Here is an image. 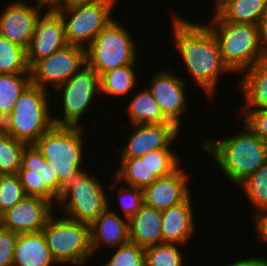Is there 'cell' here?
Wrapping results in <instances>:
<instances>
[{
    "label": "cell",
    "instance_id": "cell-1",
    "mask_svg": "<svg viewBox=\"0 0 267 266\" xmlns=\"http://www.w3.org/2000/svg\"><path fill=\"white\" fill-rule=\"evenodd\" d=\"M171 26L172 42L179 51L185 70L194 79L195 85L212 98L222 73H233L223 62L213 32L206 24L191 22L176 14Z\"/></svg>",
    "mask_w": 267,
    "mask_h": 266
},
{
    "label": "cell",
    "instance_id": "cell-2",
    "mask_svg": "<svg viewBox=\"0 0 267 266\" xmlns=\"http://www.w3.org/2000/svg\"><path fill=\"white\" fill-rule=\"evenodd\" d=\"M243 122L242 130L232 137L218 141L200 137L203 151L214 158L225 176L237 186L267 161V144Z\"/></svg>",
    "mask_w": 267,
    "mask_h": 266
},
{
    "label": "cell",
    "instance_id": "cell-3",
    "mask_svg": "<svg viewBox=\"0 0 267 266\" xmlns=\"http://www.w3.org/2000/svg\"><path fill=\"white\" fill-rule=\"evenodd\" d=\"M84 128L53 125L34 145L45 157L57 175L59 189L62 191L85 171L81 166L83 157ZM83 158V159H82Z\"/></svg>",
    "mask_w": 267,
    "mask_h": 266
},
{
    "label": "cell",
    "instance_id": "cell-4",
    "mask_svg": "<svg viewBox=\"0 0 267 266\" xmlns=\"http://www.w3.org/2000/svg\"><path fill=\"white\" fill-rule=\"evenodd\" d=\"M213 13L206 25L218 42L223 62L233 73L241 74L263 60L257 25L230 22L215 9Z\"/></svg>",
    "mask_w": 267,
    "mask_h": 266
},
{
    "label": "cell",
    "instance_id": "cell-5",
    "mask_svg": "<svg viewBox=\"0 0 267 266\" xmlns=\"http://www.w3.org/2000/svg\"><path fill=\"white\" fill-rule=\"evenodd\" d=\"M48 90L30 84L18 98L12 113L0 127L10 136L27 145L34 144L53 125Z\"/></svg>",
    "mask_w": 267,
    "mask_h": 266
},
{
    "label": "cell",
    "instance_id": "cell-6",
    "mask_svg": "<svg viewBox=\"0 0 267 266\" xmlns=\"http://www.w3.org/2000/svg\"><path fill=\"white\" fill-rule=\"evenodd\" d=\"M51 215L43 228L52 258L59 265L82 266L94 255L91 250L90 225Z\"/></svg>",
    "mask_w": 267,
    "mask_h": 266
},
{
    "label": "cell",
    "instance_id": "cell-7",
    "mask_svg": "<svg viewBox=\"0 0 267 266\" xmlns=\"http://www.w3.org/2000/svg\"><path fill=\"white\" fill-rule=\"evenodd\" d=\"M128 29L113 19L86 48V63L99 75L115 68L135 64L138 54Z\"/></svg>",
    "mask_w": 267,
    "mask_h": 266
},
{
    "label": "cell",
    "instance_id": "cell-8",
    "mask_svg": "<svg viewBox=\"0 0 267 266\" xmlns=\"http://www.w3.org/2000/svg\"><path fill=\"white\" fill-rule=\"evenodd\" d=\"M116 1H101L71 7H50L63 20L68 45L86 49L97 34L114 18L112 10Z\"/></svg>",
    "mask_w": 267,
    "mask_h": 266
},
{
    "label": "cell",
    "instance_id": "cell-9",
    "mask_svg": "<svg viewBox=\"0 0 267 266\" xmlns=\"http://www.w3.org/2000/svg\"><path fill=\"white\" fill-rule=\"evenodd\" d=\"M103 187L102 181L86 170L79 173L57 200L62 205L63 216L91 225L110 205Z\"/></svg>",
    "mask_w": 267,
    "mask_h": 266
},
{
    "label": "cell",
    "instance_id": "cell-10",
    "mask_svg": "<svg viewBox=\"0 0 267 266\" xmlns=\"http://www.w3.org/2000/svg\"><path fill=\"white\" fill-rule=\"evenodd\" d=\"M55 93H61L62 111L61 117L53 115L55 125L81 127L79 124L82 116L88 111L95 96H99L100 75L87 63L72 75L66 82L56 88ZM94 98V99H93Z\"/></svg>",
    "mask_w": 267,
    "mask_h": 266
},
{
    "label": "cell",
    "instance_id": "cell-11",
    "mask_svg": "<svg viewBox=\"0 0 267 266\" xmlns=\"http://www.w3.org/2000/svg\"><path fill=\"white\" fill-rule=\"evenodd\" d=\"M18 175L25 195L44 198L54 205L62 194L53 166L34 144L26 145Z\"/></svg>",
    "mask_w": 267,
    "mask_h": 266
},
{
    "label": "cell",
    "instance_id": "cell-12",
    "mask_svg": "<svg viewBox=\"0 0 267 266\" xmlns=\"http://www.w3.org/2000/svg\"><path fill=\"white\" fill-rule=\"evenodd\" d=\"M86 64V49L67 45L50 56L38 60L31 68V84L47 90L56 89ZM47 86V87H46Z\"/></svg>",
    "mask_w": 267,
    "mask_h": 266
},
{
    "label": "cell",
    "instance_id": "cell-13",
    "mask_svg": "<svg viewBox=\"0 0 267 266\" xmlns=\"http://www.w3.org/2000/svg\"><path fill=\"white\" fill-rule=\"evenodd\" d=\"M187 80L176 76L173 70H158L147 87L155 101L159 104L162 113L179 128L181 117L189 108L185 91Z\"/></svg>",
    "mask_w": 267,
    "mask_h": 266
},
{
    "label": "cell",
    "instance_id": "cell-14",
    "mask_svg": "<svg viewBox=\"0 0 267 266\" xmlns=\"http://www.w3.org/2000/svg\"><path fill=\"white\" fill-rule=\"evenodd\" d=\"M44 6L41 3L30 6L25 1H11L0 15V36L27 50Z\"/></svg>",
    "mask_w": 267,
    "mask_h": 266
},
{
    "label": "cell",
    "instance_id": "cell-15",
    "mask_svg": "<svg viewBox=\"0 0 267 266\" xmlns=\"http://www.w3.org/2000/svg\"><path fill=\"white\" fill-rule=\"evenodd\" d=\"M54 207L44 198L26 195L0 215V226L18 234L42 231L50 216L54 214Z\"/></svg>",
    "mask_w": 267,
    "mask_h": 266
},
{
    "label": "cell",
    "instance_id": "cell-16",
    "mask_svg": "<svg viewBox=\"0 0 267 266\" xmlns=\"http://www.w3.org/2000/svg\"><path fill=\"white\" fill-rule=\"evenodd\" d=\"M67 45L62 18L55 10L48 8L38 19L29 48L26 50L29 68L38 60Z\"/></svg>",
    "mask_w": 267,
    "mask_h": 266
},
{
    "label": "cell",
    "instance_id": "cell-17",
    "mask_svg": "<svg viewBox=\"0 0 267 266\" xmlns=\"http://www.w3.org/2000/svg\"><path fill=\"white\" fill-rule=\"evenodd\" d=\"M126 145L116 151L121 158H137L147 152L169 148L180 134V128L174 123L134 124ZM136 129V130H135Z\"/></svg>",
    "mask_w": 267,
    "mask_h": 266
},
{
    "label": "cell",
    "instance_id": "cell-18",
    "mask_svg": "<svg viewBox=\"0 0 267 266\" xmlns=\"http://www.w3.org/2000/svg\"><path fill=\"white\" fill-rule=\"evenodd\" d=\"M188 181L189 175L180 166L143 189L144 204L163 211L185 201L191 195Z\"/></svg>",
    "mask_w": 267,
    "mask_h": 266
},
{
    "label": "cell",
    "instance_id": "cell-19",
    "mask_svg": "<svg viewBox=\"0 0 267 266\" xmlns=\"http://www.w3.org/2000/svg\"><path fill=\"white\" fill-rule=\"evenodd\" d=\"M191 195L183 202L162 211V243L184 246L194 234L195 219Z\"/></svg>",
    "mask_w": 267,
    "mask_h": 266
},
{
    "label": "cell",
    "instance_id": "cell-20",
    "mask_svg": "<svg viewBox=\"0 0 267 266\" xmlns=\"http://www.w3.org/2000/svg\"><path fill=\"white\" fill-rule=\"evenodd\" d=\"M108 206L98 218L90 225L91 250L95 253L100 245L109 248L118 246L130 241L129 220L122 218Z\"/></svg>",
    "mask_w": 267,
    "mask_h": 266
},
{
    "label": "cell",
    "instance_id": "cell-21",
    "mask_svg": "<svg viewBox=\"0 0 267 266\" xmlns=\"http://www.w3.org/2000/svg\"><path fill=\"white\" fill-rule=\"evenodd\" d=\"M55 265L43 231L18 234L12 266Z\"/></svg>",
    "mask_w": 267,
    "mask_h": 266
},
{
    "label": "cell",
    "instance_id": "cell-22",
    "mask_svg": "<svg viewBox=\"0 0 267 266\" xmlns=\"http://www.w3.org/2000/svg\"><path fill=\"white\" fill-rule=\"evenodd\" d=\"M162 211L143 204L129 219L130 241L144 248L162 243Z\"/></svg>",
    "mask_w": 267,
    "mask_h": 266
},
{
    "label": "cell",
    "instance_id": "cell-23",
    "mask_svg": "<svg viewBox=\"0 0 267 266\" xmlns=\"http://www.w3.org/2000/svg\"><path fill=\"white\" fill-rule=\"evenodd\" d=\"M242 74L238 86L245 97V110L267 109V60L258 62Z\"/></svg>",
    "mask_w": 267,
    "mask_h": 266
},
{
    "label": "cell",
    "instance_id": "cell-24",
    "mask_svg": "<svg viewBox=\"0 0 267 266\" xmlns=\"http://www.w3.org/2000/svg\"><path fill=\"white\" fill-rule=\"evenodd\" d=\"M214 9L234 23L257 25L267 14V0H215Z\"/></svg>",
    "mask_w": 267,
    "mask_h": 266
},
{
    "label": "cell",
    "instance_id": "cell-25",
    "mask_svg": "<svg viewBox=\"0 0 267 266\" xmlns=\"http://www.w3.org/2000/svg\"><path fill=\"white\" fill-rule=\"evenodd\" d=\"M130 98V103H128L126 109L132 125L172 123L162 113L159 104L155 101L148 88L137 94L131 93Z\"/></svg>",
    "mask_w": 267,
    "mask_h": 266
},
{
    "label": "cell",
    "instance_id": "cell-26",
    "mask_svg": "<svg viewBox=\"0 0 267 266\" xmlns=\"http://www.w3.org/2000/svg\"><path fill=\"white\" fill-rule=\"evenodd\" d=\"M114 177L119 182L125 181L127 186L138 187L142 190L158 179L148 166V152L137 158H121Z\"/></svg>",
    "mask_w": 267,
    "mask_h": 266
},
{
    "label": "cell",
    "instance_id": "cell-27",
    "mask_svg": "<svg viewBox=\"0 0 267 266\" xmlns=\"http://www.w3.org/2000/svg\"><path fill=\"white\" fill-rule=\"evenodd\" d=\"M30 84V73L0 74V124L12 113L18 98Z\"/></svg>",
    "mask_w": 267,
    "mask_h": 266
},
{
    "label": "cell",
    "instance_id": "cell-28",
    "mask_svg": "<svg viewBox=\"0 0 267 266\" xmlns=\"http://www.w3.org/2000/svg\"><path fill=\"white\" fill-rule=\"evenodd\" d=\"M134 64L115 68L100 75L101 94L106 96H130V92L138 82L134 72ZM129 94V95H128Z\"/></svg>",
    "mask_w": 267,
    "mask_h": 266
},
{
    "label": "cell",
    "instance_id": "cell-29",
    "mask_svg": "<svg viewBox=\"0 0 267 266\" xmlns=\"http://www.w3.org/2000/svg\"><path fill=\"white\" fill-rule=\"evenodd\" d=\"M30 73L24 48L0 36V74Z\"/></svg>",
    "mask_w": 267,
    "mask_h": 266
},
{
    "label": "cell",
    "instance_id": "cell-30",
    "mask_svg": "<svg viewBox=\"0 0 267 266\" xmlns=\"http://www.w3.org/2000/svg\"><path fill=\"white\" fill-rule=\"evenodd\" d=\"M26 145L0 127V174H18Z\"/></svg>",
    "mask_w": 267,
    "mask_h": 266
},
{
    "label": "cell",
    "instance_id": "cell-31",
    "mask_svg": "<svg viewBox=\"0 0 267 266\" xmlns=\"http://www.w3.org/2000/svg\"><path fill=\"white\" fill-rule=\"evenodd\" d=\"M239 186L256 208L254 213L267 211V161Z\"/></svg>",
    "mask_w": 267,
    "mask_h": 266
},
{
    "label": "cell",
    "instance_id": "cell-32",
    "mask_svg": "<svg viewBox=\"0 0 267 266\" xmlns=\"http://www.w3.org/2000/svg\"><path fill=\"white\" fill-rule=\"evenodd\" d=\"M177 243H161L145 248L146 266H183L185 260Z\"/></svg>",
    "mask_w": 267,
    "mask_h": 266
},
{
    "label": "cell",
    "instance_id": "cell-33",
    "mask_svg": "<svg viewBox=\"0 0 267 266\" xmlns=\"http://www.w3.org/2000/svg\"><path fill=\"white\" fill-rule=\"evenodd\" d=\"M25 196L18 174H0V215Z\"/></svg>",
    "mask_w": 267,
    "mask_h": 266
},
{
    "label": "cell",
    "instance_id": "cell-34",
    "mask_svg": "<svg viewBox=\"0 0 267 266\" xmlns=\"http://www.w3.org/2000/svg\"><path fill=\"white\" fill-rule=\"evenodd\" d=\"M111 179L114 180L111 185V187H113L112 189H114V187L117 188V185L119 186L117 188L118 191L116 192L118 195L117 199L119 201V205L121 206L123 216L129 220L144 204L143 190L138 187H127L126 185H122L121 182L119 183V181L114 177V175H112Z\"/></svg>",
    "mask_w": 267,
    "mask_h": 266
},
{
    "label": "cell",
    "instance_id": "cell-35",
    "mask_svg": "<svg viewBox=\"0 0 267 266\" xmlns=\"http://www.w3.org/2000/svg\"><path fill=\"white\" fill-rule=\"evenodd\" d=\"M173 149H158L148 152V166L157 177H164L175 172L181 165L180 156Z\"/></svg>",
    "mask_w": 267,
    "mask_h": 266
},
{
    "label": "cell",
    "instance_id": "cell-36",
    "mask_svg": "<svg viewBox=\"0 0 267 266\" xmlns=\"http://www.w3.org/2000/svg\"><path fill=\"white\" fill-rule=\"evenodd\" d=\"M117 248L102 266H146L144 247L129 241Z\"/></svg>",
    "mask_w": 267,
    "mask_h": 266
},
{
    "label": "cell",
    "instance_id": "cell-37",
    "mask_svg": "<svg viewBox=\"0 0 267 266\" xmlns=\"http://www.w3.org/2000/svg\"><path fill=\"white\" fill-rule=\"evenodd\" d=\"M18 233L0 226V266H12Z\"/></svg>",
    "mask_w": 267,
    "mask_h": 266
},
{
    "label": "cell",
    "instance_id": "cell-38",
    "mask_svg": "<svg viewBox=\"0 0 267 266\" xmlns=\"http://www.w3.org/2000/svg\"><path fill=\"white\" fill-rule=\"evenodd\" d=\"M243 113V121L267 144V109L244 110Z\"/></svg>",
    "mask_w": 267,
    "mask_h": 266
},
{
    "label": "cell",
    "instance_id": "cell-39",
    "mask_svg": "<svg viewBox=\"0 0 267 266\" xmlns=\"http://www.w3.org/2000/svg\"><path fill=\"white\" fill-rule=\"evenodd\" d=\"M255 231L257 239L267 244V211L257 212L254 215Z\"/></svg>",
    "mask_w": 267,
    "mask_h": 266
},
{
    "label": "cell",
    "instance_id": "cell-40",
    "mask_svg": "<svg viewBox=\"0 0 267 266\" xmlns=\"http://www.w3.org/2000/svg\"><path fill=\"white\" fill-rule=\"evenodd\" d=\"M262 59L267 60V14L257 24Z\"/></svg>",
    "mask_w": 267,
    "mask_h": 266
},
{
    "label": "cell",
    "instance_id": "cell-41",
    "mask_svg": "<svg viewBox=\"0 0 267 266\" xmlns=\"http://www.w3.org/2000/svg\"><path fill=\"white\" fill-rule=\"evenodd\" d=\"M225 266H267V258L265 257H250L242 260L234 261Z\"/></svg>",
    "mask_w": 267,
    "mask_h": 266
},
{
    "label": "cell",
    "instance_id": "cell-42",
    "mask_svg": "<svg viewBox=\"0 0 267 266\" xmlns=\"http://www.w3.org/2000/svg\"><path fill=\"white\" fill-rule=\"evenodd\" d=\"M101 1H117V0H57L51 7H71L81 4H92Z\"/></svg>",
    "mask_w": 267,
    "mask_h": 266
},
{
    "label": "cell",
    "instance_id": "cell-43",
    "mask_svg": "<svg viewBox=\"0 0 267 266\" xmlns=\"http://www.w3.org/2000/svg\"><path fill=\"white\" fill-rule=\"evenodd\" d=\"M38 3L44 4L46 9L50 8L57 0H36Z\"/></svg>",
    "mask_w": 267,
    "mask_h": 266
}]
</instances>
